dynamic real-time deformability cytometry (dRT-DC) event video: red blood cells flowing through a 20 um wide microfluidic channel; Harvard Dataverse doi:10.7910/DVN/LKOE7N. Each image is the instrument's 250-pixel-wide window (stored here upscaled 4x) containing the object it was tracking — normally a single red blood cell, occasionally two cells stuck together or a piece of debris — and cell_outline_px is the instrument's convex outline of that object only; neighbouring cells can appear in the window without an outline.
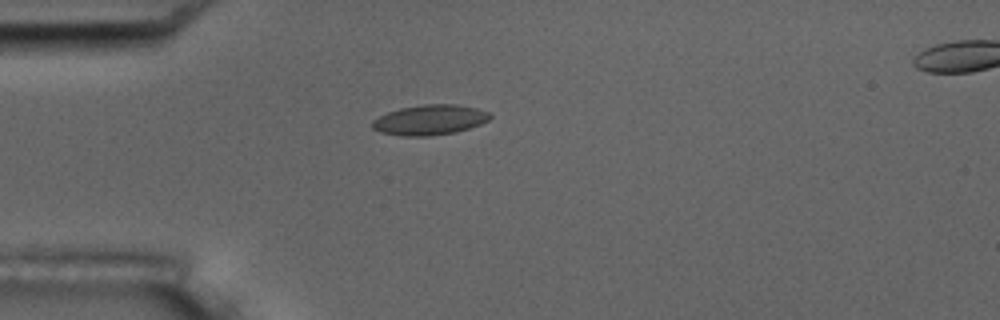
{"species": "common noctule bat (a hibernating species)", "species_latin": "Nyctalus noctula", "temperature_condition": "room temperature", "stored_images_in_passage": 4, "camera_frame_rate_fps": 3000, "um_per_image_px": 0.085, "animal": {"sex": "male", "body_mass_g": 17.5, "forearm_length_mm": 52.3}, "frame": {"image": 1, "passage_image": 3, "time_ms": 3.0, "image_size_px": [1000, 320], "cell_outline_px": [[492, 116], [488, 120], [480, 124], [456, 132], [428, 136], [400, 136], [380, 132], [372, 128], [372, 120], [388, 112], [400, 108], [424, 104], [456, 104], [476, 108], [488, 112]], "centroid_in_image_um": [36.51, 10.19], "position_along_channel_um": 48.5, "area_um2": 20.63}}